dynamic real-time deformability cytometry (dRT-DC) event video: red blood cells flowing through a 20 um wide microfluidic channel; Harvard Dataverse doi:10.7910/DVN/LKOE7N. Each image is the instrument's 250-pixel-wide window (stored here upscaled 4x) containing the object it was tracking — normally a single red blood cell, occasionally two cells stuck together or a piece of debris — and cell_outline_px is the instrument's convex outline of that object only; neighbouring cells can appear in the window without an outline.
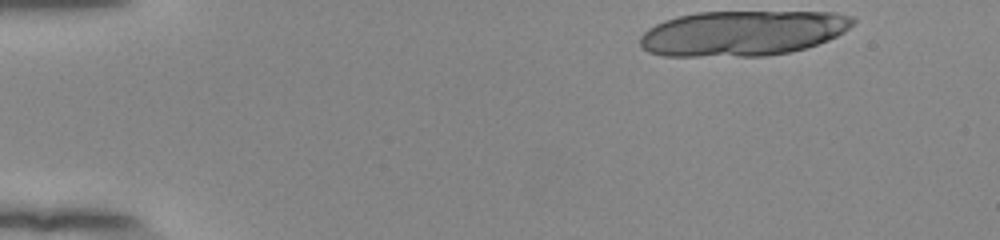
{"species": "human", "species_latin": "Homo sapiens", "temperature_condition": "room temperature", "stored_images_in_passage": 14, "camera_frame_rate_fps": 3000, "um_per_image_px": 0.085, "donor": {"sex": "female"}, "frame": {"image": 1, "passage_image": 1, "time_ms": 0.0, "image_size_px": [1000, 240], "cell_outline_px": [[856, 20], [844, 32], [828, 40], [792, 52], [768, 56], [664, 56], [648, 52], [640, 44], [640, 36], [648, 28], [664, 20], [676, 16], [696, 12], [836, 12], [852, 16]], "centroid_in_image_um": [63.1, 2.82], "position_along_channel_um": 21.9, "area_um2": 56.36}}